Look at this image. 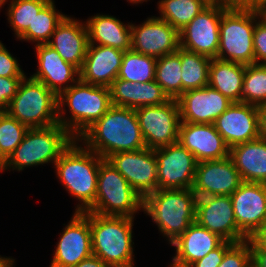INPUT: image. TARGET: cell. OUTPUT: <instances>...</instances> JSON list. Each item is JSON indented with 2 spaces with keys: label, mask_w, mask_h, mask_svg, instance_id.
Wrapping results in <instances>:
<instances>
[{
  "label": "cell",
  "mask_w": 266,
  "mask_h": 267,
  "mask_svg": "<svg viewBox=\"0 0 266 267\" xmlns=\"http://www.w3.org/2000/svg\"><path fill=\"white\" fill-rule=\"evenodd\" d=\"M229 156L242 181L266 184V139L260 137L235 145Z\"/></svg>",
  "instance_id": "cell-28"
},
{
  "label": "cell",
  "mask_w": 266,
  "mask_h": 267,
  "mask_svg": "<svg viewBox=\"0 0 266 267\" xmlns=\"http://www.w3.org/2000/svg\"><path fill=\"white\" fill-rule=\"evenodd\" d=\"M225 240L219 235L200 226L196 221L172 244L175 255L170 267H189L202 259L210 251L219 247Z\"/></svg>",
  "instance_id": "cell-24"
},
{
  "label": "cell",
  "mask_w": 266,
  "mask_h": 267,
  "mask_svg": "<svg viewBox=\"0 0 266 267\" xmlns=\"http://www.w3.org/2000/svg\"><path fill=\"white\" fill-rule=\"evenodd\" d=\"M35 50L38 70L31 77L41 81L57 97L80 79L79 69L48 44H37Z\"/></svg>",
  "instance_id": "cell-21"
},
{
  "label": "cell",
  "mask_w": 266,
  "mask_h": 267,
  "mask_svg": "<svg viewBox=\"0 0 266 267\" xmlns=\"http://www.w3.org/2000/svg\"><path fill=\"white\" fill-rule=\"evenodd\" d=\"M146 147L155 150L178 142L180 110L177 99L135 109Z\"/></svg>",
  "instance_id": "cell-11"
},
{
  "label": "cell",
  "mask_w": 266,
  "mask_h": 267,
  "mask_svg": "<svg viewBox=\"0 0 266 267\" xmlns=\"http://www.w3.org/2000/svg\"><path fill=\"white\" fill-rule=\"evenodd\" d=\"M47 44L55 49L66 62L80 70L89 44L85 23L66 15L57 25Z\"/></svg>",
  "instance_id": "cell-25"
},
{
  "label": "cell",
  "mask_w": 266,
  "mask_h": 267,
  "mask_svg": "<svg viewBox=\"0 0 266 267\" xmlns=\"http://www.w3.org/2000/svg\"><path fill=\"white\" fill-rule=\"evenodd\" d=\"M29 127L0 112V150L8 158L24 139Z\"/></svg>",
  "instance_id": "cell-37"
},
{
  "label": "cell",
  "mask_w": 266,
  "mask_h": 267,
  "mask_svg": "<svg viewBox=\"0 0 266 267\" xmlns=\"http://www.w3.org/2000/svg\"><path fill=\"white\" fill-rule=\"evenodd\" d=\"M233 244V242L224 241L219 247L210 251L206 256L192 263L189 267H218L224 258L225 252Z\"/></svg>",
  "instance_id": "cell-42"
},
{
  "label": "cell",
  "mask_w": 266,
  "mask_h": 267,
  "mask_svg": "<svg viewBox=\"0 0 266 267\" xmlns=\"http://www.w3.org/2000/svg\"><path fill=\"white\" fill-rule=\"evenodd\" d=\"M157 59L132 49L124 52L117 78L135 83L155 80Z\"/></svg>",
  "instance_id": "cell-33"
},
{
  "label": "cell",
  "mask_w": 266,
  "mask_h": 267,
  "mask_svg": "<svg viewBox=\"0 0 266 267\" xmlns=\"http://www.w3.org/2000/svg\"><path fill=\"white\" fill-rule=\"evenodd\" d=\"M74 267H111V266L107 265L99 257L92 254L91 256L79 262Z\"/></svg>",
  "instance_id": "cell-44"
},
{
  "label": "cell",
  "mask_w": 266,
  "mask_h": 267,
  "mask_svg": "<svg viewBox=\"0 0 266 267\" xmlns=\"http://www.w3.org/2000/svg\"><path fill=\"white\" fill-rule=\"evenodd\" d=\"M218 267H252V251L249 240L234 243L224 254Z\"/></svg>",
  "instance_id": "cell-38"
},
{
  "label": "cell",
  "mask_w": 266,
  "mask_h": 267,
  "mask_svg": "<svg viewBox=\"0 0 266 267\" xmlns=\"http://www.w3.org/2000/svg\"><path fill=\"white\" fill-rule=\"evenodd\" d=\"M158 189H192L197 160L179 142L154 150Z\"/></svg>",
  "instance_id": "cell-13"
},
{
  "label": "cell",
  "mask_w": 266,
  "mask_h": 267,
  "mask_svg": "<svg viewBox=\"0 0 266 267\" xmlns=\"http://www.w3.org/2000/svg\"><path fill=\"white\" fill-rule=\"evenodd\" d=\"M124 51L109 46L88 44L86 57L80 72L82 82L110 87L117 78Z\"/></svg>",
  "instance_id": "cell-23"
},
{
  "label": "cell",
  "mask_w": 266,
  "mask_h": 267,
  "mask_svg": "<svg viewBox=\"0 0 266 267\" xmlns=\"http://www.w3.org/2000/svg\"><path fill=\"white\" fill-rule=\"evenodd\" d=\"M230 198L237 227L249 239L266 222V184L243 181Z\"/></svg>",
  "instance_id": "cell-19"
},
{
  "label": "cell",
  "mask_w": 266,
  "mask_h": 267,
  "mask_svg": "<svg viewBox=\"0 0 266 267\" xmlns=\"http://www.w3.org/2000/svg\"><path fill=\"white\" fill-rule=\"evenodd\" d=\"M178 142L195 156L197 162L223 159L230 152L214 124L180 122Z\"/></svg>",
  "instance_id": "cell-22"
},
{
  "label": "cell",
  "mask_w": 266,
  "mask_h": 267,
  "mask_svg": "<svg viewBox=\"0 0 266 267\" xmlns=\"http://www.w3.org/2000/svg\"><path fill=\"white\" fill-rule=\"evenodd\" d=\"M50 0H10L7 19L18 39L28 28H32L35 16Z\"/></svg>",
  "instance_id": "cell-35"
},
{
  "label": "cell",
  "mask_w": 266,
  "mask_h": 267,
  "mask_svg": "<svg viewBox=\"0 0 266 267\" xmlns=\"http://www.w3.org/2000/svg\"><path fill=\"white\" fill-rule=\"evenodd\" d=\"M241 102L258 107L266 104V64L245 65Z\"/></svg>",
  "instance_id": "cell-36"
},
{
  "label": "cell",
  "mask_w": 266,
  "mask_h": 267,
  "mask_svg": "<svg viewBox=\"0 0 266 267\" xmlns=\"http://www.w3.org/2000/svg\"><path fill=\"white\" fill-rule=\"evenodd\" d=\"M131 49L156 59L177 52L179 32L167 21L148 17L140 25L131 24Z\"/></svg>",
  "instance_id": "cell-16"
},
{
  "label": "cell",
  "mask_w": 266,
  "mask_h": 267,
  "mask_svg": "<svg viewBox=\"0 0 266 267\" xmlns=\"http://www.w3.org/2000/svg\"><path fill=\"white\" fill-rule=\"evenodd\" d=\"M260 137L266 139V104L259 107Z\"/></svg>",
  "instance_id": "cell-46"
},
{
  "label": "cell",
  "mask_w": 266,
  "mask_h": 267,
  "mask_svg": "<svg viewBox=\"0 0 266 267\" xmlns=\"http://www.w3.org/2000/svg\"><path fill=\"white\" fill-rule=\"evenodd\" d=\"M181 57L182 94L190 89L208 85L209 65L212 58L181 47L176 52Z\"/></svg>",
  "instance_id": "cell-30"
},
{
  "label": "cell",
  "mask_w": 266,
  "mask_h": 267,
  "mask_svg": "<svg viewBox=\"0 0 266 267\" xmlns=\"http://www.w3.org/2000/svg\"><path fill=\"white\" fill-rule=\"evenodd\" d=\"M231 5L229 1L211 2L179 31V47L210 58H216L220 41L219 24L222 14Z\"/></svg>",
  "instance_id": "cell-10"
},
{
  "label": "cell",
  "mask_w": 266,
  "mask_h": 267,
  "mask_svg": "<svg viewBox=\"0 0 266 267\" xmlns=\"http://www.w3.org/2000/svg\"><path fill=\"white\" fill-rule=\"evenodd\" d=\"M58 97L41 81L24 76L6 112L29 128L58 123Z\"/></svg>",
  "instance_id": "cell-9"
},
{
  "label": "cell",
  "mask_w": 266,
  "mask_h": 267,
  "mask_svg": "<svg viewBox=\"0 0 266 267\" xmlns=\"http://www.w3.org/2000/svg\"><path fill=\"white\" fill-rule=\"evenodd\" d=\"M251 250H266V222L248 239Z\"/></svg>",
  "instance_id": "cell-43"
},
{
  "label": "cell",
  "mask_w": 266,
  "mask_h": 267,
  "mask_svg": "<svg viewBox=\"0 0 266 267\" xmlns=\"http://www.w3.org/2000/svg\"><path fill=\"white\" fill-rule=\"evenodd\" d=\"M147 2L148 0H127V2L131 3V4H138V3H143V2Z\"/></svg>",
  "instance_id": "cell-51"
},
{
  "label": "cell",
  "mask_w": 266,
  "mask_h": 267,
  "mask_svg": "<svg viewBox=\"0 0 266 267\" xmlns=\"http://www.w3.org/2000/svg\"><path fill=\"white\" fill-rule=\"evenodd\" d=\"M252 251V267H266V250Z\"/></svg>",
  "instance_id": "cell-45"
},
{
  "label": "cell",
  "mask_w": 266,
  "mask_h": 267,
  "mask_svg": "<svg viewBox=\"0 0 266 267\" xmlns=\"http://www.w3.org/2000/svg\"><path fill=\"white\" fill-rule=\"evenodd\" d=\"M260 19L256 6L231 5L221 17L217 59L254 64L253 32Z\"/></svg>",
  "instance_id": "cell-6"
},
{
  "label": "cell",
  "mask_w": 266,
  "mask_h": 267,
  "mask_svg": "<svg viewBox=\"0 0 266 267\" xmlns=\"http://www.w3.org/2000/svg\"><path fill=\"white\" fill-rule=\"evenodd\" d=\"M245 65L212 58L208 85L232 102H241Z\"/></svg>",
  "instance_id": "cell-29"
},
{
  "label": "cell",
  "mask_w": 266,
  "mask_h": 267,
  "mask_svg": "<svg viewBox=\"0 0 266 267\" xmlns=\"http://www.w3.org/2000/svg\"><path fill=\"white\" fill-rule=\"evenodd\" d=\"M254 63L266 64V23L260 18L253 32Z\"/></svg>",
  "instance_id": "cell-40"
},
{
  "label": "cell",
  "mask_w": 266,
  "mask_h": 267,
  "mask_svg": "<svg viewBox=\"0 0 266 267\" xmlns=\"http://www.w3.org/2000/svg\"><path fill=\"white\" fill-rule=\"evenodd\" d=\"M15 259L12 257H1L0 256V267H13Z\"/></svg>",
  "instance_id": "cell-48"
},
{
  "label": "cell",
  "mask_w": 266,
  "mask_h": 267,
  "mask_svg": "<svg viewBox=\"0 0 266 267\" xmlns=\"http://www.w3.org/2000/svg\"><path fill=\"white\" fill-rule=\"evenodd\" d=\"M60 235L50 267H74L93 254L90 217L85 212H74Z\"/></svg>",
  "instance_id": "cell-14"
},
{
  "label": "cell",
  "mask_w": 266,
  "mask_h": 267,
  "mask_svg": "<svg viewBox=\"0 0 266 267\" xmlns=\"http://www.w3.org/2000/svg\"><path fill=\"white\" fill-rule=\"evenodd\" d=\"M75 138L59 123L29 128L24 139L7 158L6 170L23 171L47 163L55 164Z\"/></svg>",
  "instance_id": "cell-7"
},
{
  "label": "cell",
  "mask_w": 266,
  "mask_h": 267,
  "mask_svg": "<svg viewBox=\"0 0 266 267\" xmlns=\"http://www.w3.org/2000/svg\"><path fill=\"white\" fill-rule=\"evenodd\" d=\"M210 3L208 0H160L157 4L160 13L158 17L179 32Z\"/></svg>",
  "instance_id": "cell-31"
},
{
  "label": "cell",
  "mask_w": 266,
  "mask_h": 267,
  "mask_svg": "<svg viewBox=\"0 0 266 267\" xmlns=\"http://www.w3.org/2000/svg\"><path fill=\"white\" fill-rule=\"evenodd\" d=\"M23 78L0 76V112H6Z\"/></svg>",
  "instance_id": "cell-41"
},
{
  "label": "cell",
  "mask_w": 266,
  "mask_h": 267,
  "mask_svg": "<svg viewBox=\"0 0 266 267\" xmlns=\"http://www.w3.org/2000/svg\"><path fill=\"white\" fill-rule=\"evenodd\" d=\"M155 81L170 99L182 94L181 57L176 52L157 59Z\"/></svg>",
  "instance_id": "cell-34"
},
{
  "label": "cell",
  "mask_w": 266,
  "mask_h": 267,
  "mask_svg": "<svg viewBox=\"0 0 266 267\" xmlns=\"http://www.w3.org/2000/svg\"><path fill=\"white\" fill-rule=\"evenodd\" d=\"M109 89L111 104L118 107L137 109L144 106L162 105L170 100L155 80L135 83L116 78Z\"/></svg>",
  "instance_id": "cell-26"
},
{
  "label": "cell",
  "mask_w": 266,
  "mask_h": 267,
  "mask_svg": "<svg viewBox=\"0 0 266 267\" xmlns=\"http://www.w3.org/2000/svg\"><path fill=\"white\" fill-rule=\"evenodd\" d=\"M88 43L109 46L120 51L131 49V24H124L114 16L96 14L84 21Z\"/></svg>",
  "instance_id": "cell-27"
},
{
  "label": "cell",
  "mask_w": 266,
  "mask_h": 267,
  "mask_svg": "<svg viewBox=\"0 0 266 267\" xmlns=\"http://www.w3.org/2000/svg\"><path fill=\"white\" fill-rule=\"evenodd\" d=\"M195 221L225 241L238 243L248 240L237 227L229 195L197 198Z\"/></svg>",
  "instance_id": "cell-15"
},
{
  "label": "cell",
  "mask_w": 266,
  "mask_h": 267,
  "mask_svg": "<svg viewBox=\"0 0 266 267\" xmlns=\"http://www.w3.org/2000/svg\"><path fill=\"white\" fill-rule=\"evenodd\" d=\"M210 2H226V1H229V0H208Z\"/></svg>",
  "instance_id": "cell-53"
},
{
  "label": "cell",
  "mask_w": 266,
  "mask_h": 267,
  "mask_svg": "<svg viewBox=\"0 0 266 267\" xmlns=\"http://www.w3.org/2000/svg\"><path fill=\"white\" fill-rule=\"evenodd\" d=\"M230 156L198 162L192 190L198 198L233 194L242 183Z\"/></svg>",
  "instance_id": "cell-17"
},
{
  "label": "cell",
  "mask_w": 266,
  "mask_h": 267,
  "mask_svg": "<svg viewBox=\"0 0 266 267\" xmlns=\"http://www.w3.org/2000/svg\"><path fill=\"white\" fill-rule=\"evenodd\" d=\"M8 0H0V8H2L5 3H7ZM1 10V9H0Z\"/></svg>",
  "instance_id": "cell-52"
},
{
  "label": "cell",
  "mask_w": 266,
  "mask_h": 267,
  "mask_svg": "<svg viewBox=\"0 0 266 267\" xmlns=\"http://www.w3.org/2000/svg\"><path fill=\"white\" fill-rule=\"evenodd\" d=\"M58 123L78 139L90 126L99 120L112 106L110 89L82 82L80 79L57 100ZM69 108L70 116L66 117Z\"/></svg>",
  "instance_id": "cell-3"
},
{
  "label": "cell",
  "mask_w": 266,
  "mask_h": 267,
  "mask_svg": "<svg viewBox=\"0 0 266 267\" xmlns=\"http://www.w3.org/2000/svg\"><path fill=\"white\" fill-rule=\"evenodd\" d=\"M26 74L21 69L16 57L6 49L0 41V76L1 77H24Z\"/></svg>",
  "instance_id": "cell-39"
},
{
  "label": "cell",
  "mask_w": 266,
  "mask_h": 267,
  "mask_svg": "<svg viewBox=\"0 0 266 267\" xmlns=\"http://www.w3.org/2000/svg\"><path fill=\"white\" fill-rule=\"evenodd\" d=\"M143 199L107 159L99 166L96 197L87 211L105 216L134 218L142 210Z\"/></svg>",
  "instance_id": "cell-8"
},
{
  "label": "cell",
  "mask_w": 266,
  "mask_h": 267,
  "mask_svg": "<svg viewBox=\"0 0 266 267\" xmlns=\"http://www.w3.org/2000/svg\"><path fill=\"white\" fill-rule=\"evenodd\" d=\"M85 213L90 217L93 255L111 267H134V218Z\"/></svg>",
  "instance_id": "cell-5"
},
{
  "label": "cell",
  "mask_w": 266,
  "mask_h": 267,
  "mask_svg": "<svg viewBox=\"0 0 266 267\" xmlns=\"http://www.w3.org/2000/svg\"><path fill=\"white\" fill-rule=\"evenodd\" d=\"M229 2L237 6H257L258 4L265 3L266 0H229Z\"/></svg>",
  "instance_id": "cell-47"
},
{
  "label": "cell",
  "mask_w": 266,
  "mask_h": 267,
  "mask_svg": "<svg viewBox=\"0 0 266 267\" xmlns=\"http://www.w3.org/2000/svg\"><path fill=\"white\" fill-rule=\"evenodd\" d=\"M229 148L260 138L259 107L232 102L214 122Z\"/></svg>",
  "instance_id": "cell-18"
},
{
  "label": "cell",
  "mask_w": 266,
  "mask_h": 267,
  "mask_svg": "<svg viewBox=\"0 0 266 267\" xmlns=\"http://www.w3.org/2000/svg\"><path fill=\"white\" fill-rule=\"evenodd\" d=\"M143 199L158 190V169L154 150L119 152L107 158Z\"/></svg>",
  "instance_id": "cell-12"
},
{
  "label": "cell",
  "mask_w": 266,
  "mask_h": 267,
  "mask_svg": "<svg viewBox=\"0 0 266 267\" xmlns=\"http://www.w3.org/2000/svg\"><path fill=\"white\" fill-rule=\"evenodd\" d=\"M256 7L260 18L266 23V2L258 4Z\"/></svg>",
  "instance_id": "cell-49"
},
{
  "label": "cell",
  "mask_w": 266,
  "mask_h": 267,
  "mask_svg": "<svg viewBox=\"0 0 266 267\" xmlns=\"http://www.w3.org/2000/svg\"><path fill=\"white\" fill-rule=\"evenodd\" d=\"M104 159L75 139L53 165L57 178L71 196L79 200L75 212L88 211L94 204L98 170Z\"/></svg>",
  "instance_id": "cell-2"
},
{
  "label": "cell",
  "mask_w": 266,
  "mask_h": 267,
  "mask_svg": "<svg viewBox=\"0 0 266 267\" xmlns=\"http://www.w3.org/2000/svg\"><path fill=\"white\" fill-rule=\"evenodd\" d=\"M54 0H50L35 16L32 28H28L18 39L37 44H47L57 25L66 16L56 10Z\"/></svg>",
  "instance_id": "cell-32"
},
{
  "label": "cell",
  "mask_w": 266,
  "mask_h": 267,
  "mask_svg": "<svg viewBox=\"0 0 266 267\" xmlns=\"http://www.w3.org/2000/svg\"><path fill=\"white\" fill-rule=\"evenodd\" d=\"M78 140L103 159L146 148L135 109L113 105Z\"/></svg>",
  "instance_id": "cell-1"
},
{
  "label": "cell",
  "mask_w": 266,
  "mask_h": 267,
  "mask_svg": "<svg viewBox=\"0 0 266 267\" xmlns=\"http://www.w3.org/2000/svg\"><path fill=\"white\" fill-rule=\"evenodd\" d=\"M177 101L181 122L196 124H214L232 104V101L209 85L187 90L177 98Z\"/></svg>",
  "instance_id": "cell-20"
},
{
  "label": "cell",
  "mask_w": 266,
  "mask_h": 267,
  "mask_svg": "<svg viewBox=\"0 0 266 267\" xmlns=\"http://www.w3.org/2000/svg\"><path fill=\"white\" fill-rule=\"evenodd\" d=\"M197 198L192 189H158L143 198L142 210L172 244L195 222Z\"/></svg>",
  "instance_id": "cell-4"
},
{
  "label": "cell",
  "mask_w": 266,
  "mask_h": 267,
  "mask_svg": "<svg viewBox=\"0 0 266 267\" xmlns=\"http://www.w3.org/2000/svg\"><path fill=\"white\" fill-rule=\"evenodd\" d=\"M7 157L0 150V172L6 170Z\"/></svg>",
  "instance_id": "cell-50"
}]
</instances>
